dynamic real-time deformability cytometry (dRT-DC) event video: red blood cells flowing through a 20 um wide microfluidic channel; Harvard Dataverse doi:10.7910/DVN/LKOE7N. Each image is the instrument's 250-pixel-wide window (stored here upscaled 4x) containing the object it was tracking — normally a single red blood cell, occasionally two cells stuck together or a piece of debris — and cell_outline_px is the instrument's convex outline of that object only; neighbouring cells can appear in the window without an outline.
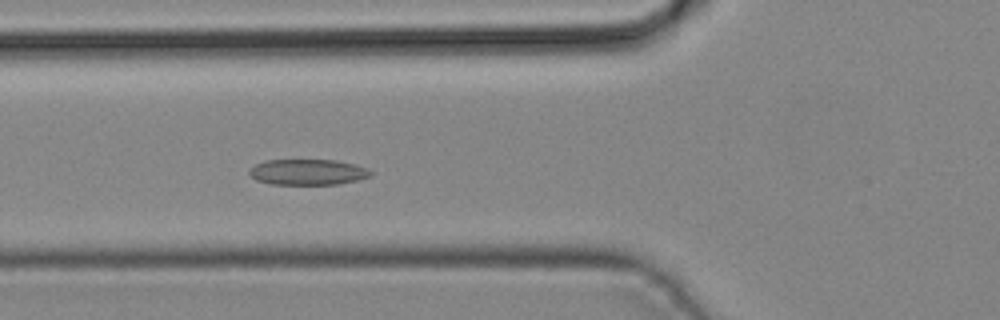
{"species": "common noctule bat (a hibernating species)", "species_latin": "Nyctalus noctula", "temperature_condition": "cold", "stored_images_in_passage": 42, "camera_frame_rate_fps": 3000, "um_per_image_px": 0.085, "animal": {"sex": "male", "body_mass_g": 19.2, "forearm_length_mm": 51.8}, "frame": {"image": 1, "passage_image": 15, "time_ms": 4.667, "image_size_px": [1000, 320], "cell_outline_px": [[372, 176], [356, 180], [336, 184], [272, 184], [256, 180], [248, 172], [248, 168], [256, 164], [268, 160], [336, 160], [368, 168], [372, 172]], "centroid_in_image_um": [26.15, 14.62], "position_along_channel_um": 99.7, "area_um2": 18.09}}
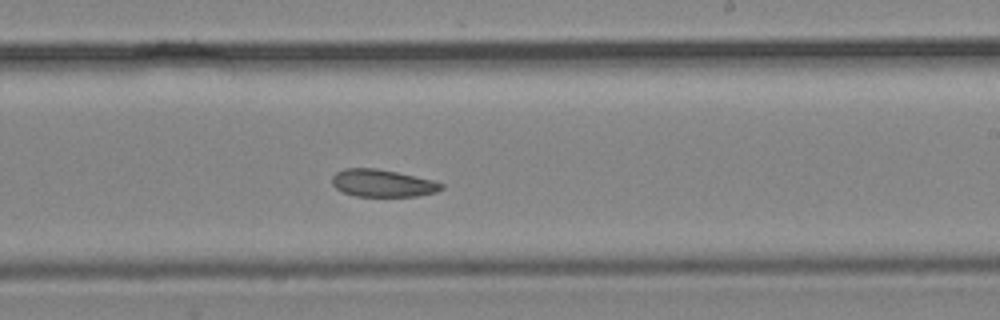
{"frame": {"image": 2, "passage_image": 25, "time_ms": 8.0, "image_size_px": [1000, 320], "cell_outline_px": [[444, 188], [436, 192], [416, 196], [356, 196], [344, 192], [336, 188], [332, 184], [332, 176], [336, 172], [344, 168], [376, 168], [396, 172], [432, 180], [444, 184]], "centroid_in_image_um": [32.5, 15.57], "position_along_channel_um": 256.5, "area_um2": 17.34}}
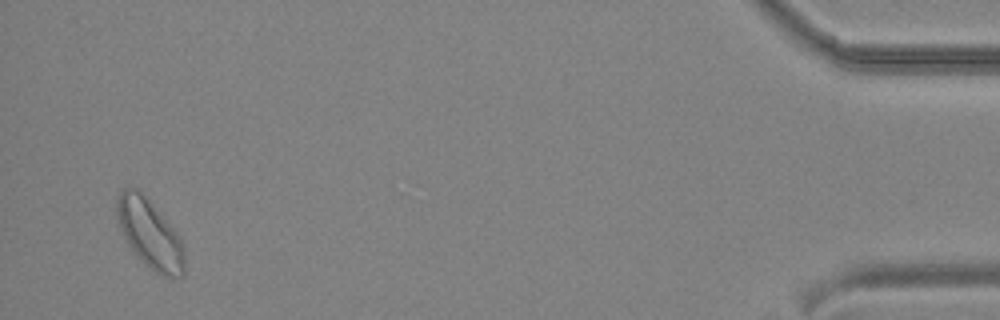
{"frame": {"image": 3, "passage_image": 41, "time_ms": 13.333, "image_size_px": [1000, 320], "cell_outline_px": [[184, 276], [164, 276], [156, 272], [128, 244], [120, 228], [116, 212], [116, 200], [120, 192], [124, 188], [140, 188], [180, 236], [184, 248]], "centroid_in_image_um": [12.74, 19.8], "position_along_channel_um": 422.5, "area_um2": 26.76}}